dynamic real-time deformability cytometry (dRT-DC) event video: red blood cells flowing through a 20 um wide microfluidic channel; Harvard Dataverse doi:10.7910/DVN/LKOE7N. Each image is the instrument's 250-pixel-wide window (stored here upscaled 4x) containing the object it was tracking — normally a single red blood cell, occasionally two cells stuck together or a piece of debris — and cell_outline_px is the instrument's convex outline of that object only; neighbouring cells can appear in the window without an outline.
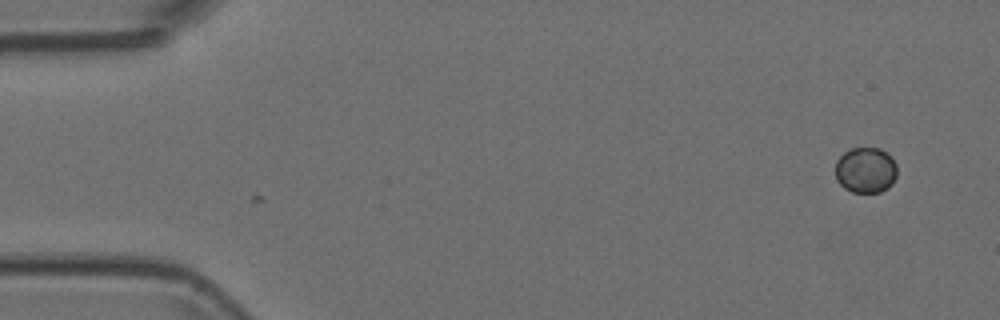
{"species": "Egyptian fruit bat (a non-hibernating species)", "species_latin": "Rousettus aegyptiacus", "temperature_condition": "room temperature", "stored_images_in_passage": 2, "camera_frame_rate_fps": 3000, "um_per_image_px": 0.085, "animal": {"sex": "female"}, "frame": {"image": 1, "passage_image": 2, "time_ms": 0.333, "image_size_px": [1000, 320], "cell_outline_px": [[896, 176], [892, 184], [888, 188], [880, 192], [852, 192], [844, 188], [836, 180], [836, 160], [844, 152], [852, 148], [880, 148], [896, 164]], "centroid_in_image_um": [73.56, 14.47], "position_along_channel_um": 11.4, "area_um2": 16.36}}